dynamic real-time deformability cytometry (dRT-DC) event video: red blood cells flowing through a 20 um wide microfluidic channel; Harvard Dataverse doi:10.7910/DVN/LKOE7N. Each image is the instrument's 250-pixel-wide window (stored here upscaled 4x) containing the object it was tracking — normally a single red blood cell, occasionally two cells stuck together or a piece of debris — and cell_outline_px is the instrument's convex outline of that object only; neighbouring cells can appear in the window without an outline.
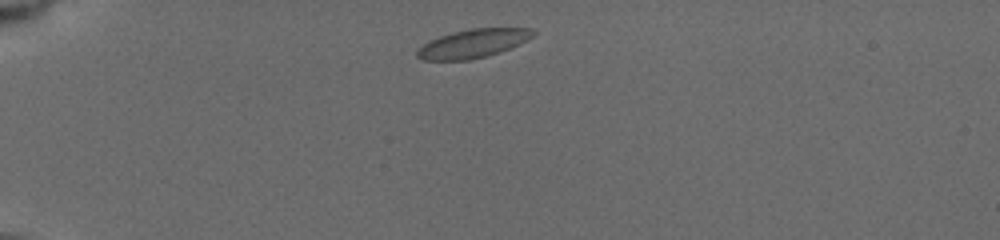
{"species": "common noctule bat (a hibernating species)", "species_latin": "Nyctalus noctula", "temperature_condition": "cold", "stored_images_in_passage": 6, "camera_frame_rate_fps": 3000, "um_per_image_px": 0.085, "animal": {"sex": "female", "body_mass_g": 19.5, "forearm_length_mm": 54.1}, "frame": {"image": 1, "passage_image": 1, "time_ms": 0.0, "image_size_px": [1000, 240], "cell_outline_px": [[536, 32], [528, 40], [520, 44], [500, 52], [468, 60], [424, 60], [416, 56], [416, 48], [428, 40], [452, 32], [468, 28], [532, 28]], "centroid_in_image_um": [40.17, 3.69], "position_along_channel_um": 44.8, "area_um2": 19.48}}
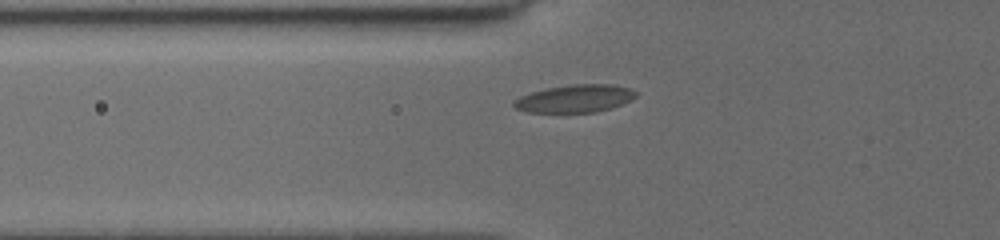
{"frame": {"image": 2, "passage_image": 4, "time_ms": 2.0, "image_size_px": [1000, 240], "cell_outline_px": [[636, 96], [632, 100], [612, 108], [596, 112], [528, 112], [516, 108], [512, 104], [512, 100], [520, 96], [532, 92], [548, 88], [576, 84], [612, 84], [628, 88], [636, 92]], "centroid_in_image_um": [48.87, 8.38], "position_along_channel_um": 76.9, "area_um2": 19.59}}
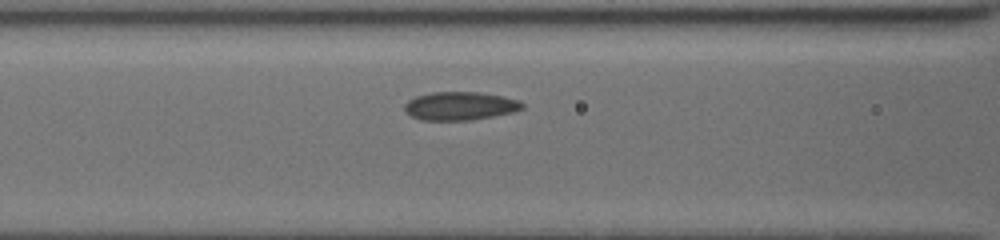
{"frame": {"image": 3, "passage_image": 6, "time_ms": 3.333, "image_size_px": [1000, 240], "cell_outline_px": [[524, 108], [512, 112], [472, 120], [420, 120], [404, 112], [404, 104], [408, 100], [416, 96], [432, 92], [480, 92], [520, 100], [524, 104]], "centroid_in_image_um": [39.08, 9.01], "position_along_channel_um": 127.5, "area_um2": 19.48}}